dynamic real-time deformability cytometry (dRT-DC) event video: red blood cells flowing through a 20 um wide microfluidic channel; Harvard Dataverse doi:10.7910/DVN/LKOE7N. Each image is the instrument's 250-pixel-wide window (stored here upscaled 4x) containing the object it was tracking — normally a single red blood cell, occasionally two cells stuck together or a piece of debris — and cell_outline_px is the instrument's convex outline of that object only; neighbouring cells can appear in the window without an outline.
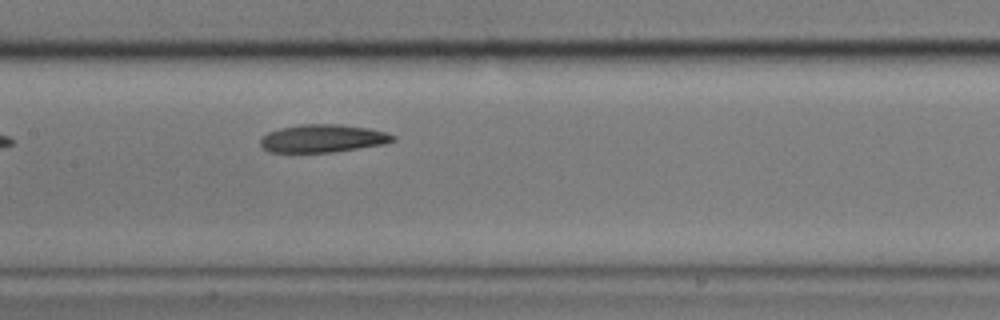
{"species": "common noctule bat (a hibernating species)", "species_latin": "Nyctalus noctula", "temperature_condition": "cold", "stored_images_in_passage": 7, "camera_frame_rate_fps": 3000, "um_per_image_px": 0.085, "animal": {"sex": "male", "body_mass_g": 17.9}, "frame": {"image": 1, "passage_image": 7, "time_ms": 7.667, "image_size_px": [1000, 320], "cell_outline_px": [[396, 140], [384, 144], [332, 152], [268, 152], [260, 144], [260, 140], [268, 132], [280, 128], [300, 124], [336, 124], [368, 128], [388, 132], [396, 136]], "centroid_in_image_um": [27.46, 11.76], "position_along_channel_um": 179.9, "area_um2": 21.5}}